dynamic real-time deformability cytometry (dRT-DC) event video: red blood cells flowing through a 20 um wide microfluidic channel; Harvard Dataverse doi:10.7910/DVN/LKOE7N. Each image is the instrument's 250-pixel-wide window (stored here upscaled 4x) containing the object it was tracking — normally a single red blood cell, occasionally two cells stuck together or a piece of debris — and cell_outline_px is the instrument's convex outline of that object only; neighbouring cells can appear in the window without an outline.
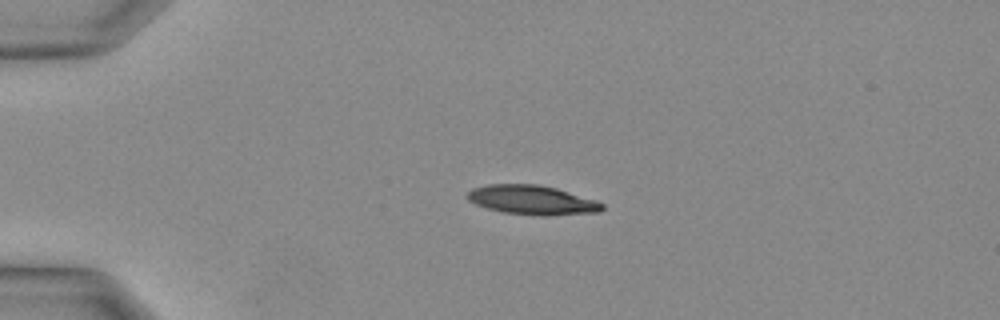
{"species": "Egyptian fruit bat (a non-hibernating species)", "species_latin": "Rousettus aegyptiacus", "temperature_condition": "warm", "stored_images_in_passage": 32, "segment_of_instrument_passage": [1, 2], "camera_frame_rate_fps": 3000, "um_per_image_px": 0.085, "animal": {"sex": "female"}, "frame": {"image": 1, "passage_image": 6, "time_ms": 1.667, "image_size_px": [1000, 320], "cell_outline_px": [[604, 208], [600, 212], [548, 216], [536, 216], [500, 212], [476, 204], [468, 200], [464, 196], [472, 188], [488, 184], [536, 184], [556, 188], [596, 200], [604, 204]], "centroid_in_image_um": [45.22, 17.01], "position_along_channel_um": 39.8, "area_um2": 23.29}}
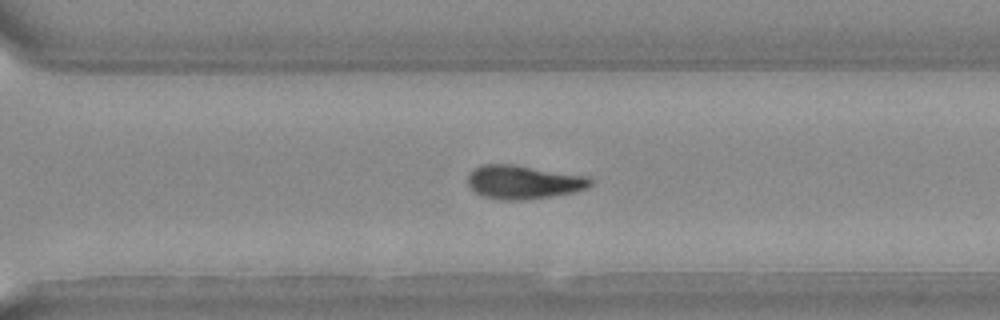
{"frame": {"image": 2, "passage_image": 22, "time_ms": 7.0, "image_size_px": [1000, 320], "cell_outline_px": [[592, 184], [588, 188], [572, 192], [548, 196], [520, 200], [504, 200], [484, 196], [476, 192], [468, 184], [468, 172], [472, 168], [480, 164], [512, 164], [592, 176]], "centroid_in_image_um": [44.5, 15.45], "position_along_channel_um": 326.1, "area_um2": 24.16}}
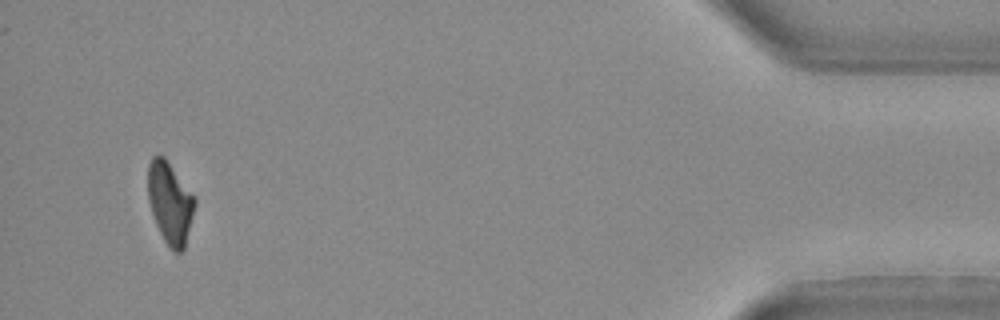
{"frame": {"image": 3, "passage_image": 30, "time_ms": 9.667, "image_size_px": [1000, 320], "cell_outline_px": [[196, 204], [184, 248], [180, 252], [176, 252], [164, 240], [156, 224], [148, 200], [148, 164], [152, 156], [164, 156], [196, 200]], "centroid_in_image_um": [14.44, 17.23], "position_along_channel_um": 420.8, "area_um2": 21.79}}